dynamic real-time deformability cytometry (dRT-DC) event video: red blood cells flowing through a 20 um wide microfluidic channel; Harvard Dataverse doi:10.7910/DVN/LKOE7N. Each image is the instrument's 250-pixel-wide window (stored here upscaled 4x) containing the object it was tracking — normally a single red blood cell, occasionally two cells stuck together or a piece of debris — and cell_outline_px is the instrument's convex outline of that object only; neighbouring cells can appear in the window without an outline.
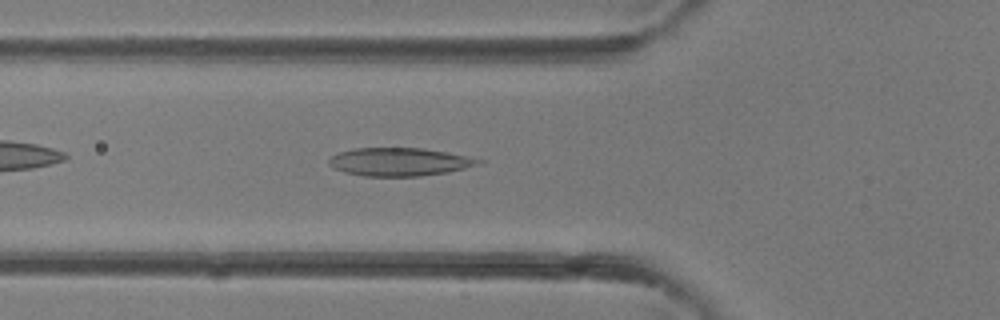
{"species": "common noctule bat (a hibernating species)", "species_latin": "Nyctalus noctula", "temperature_condition": "room temperature", "stored_images_in_passage": 30, "camera_frame_rate_fps": 3000, "um_per_image_px": 0.085, "animal": {"sex": "female"}, "frame": {"image": 1, "passage_image": 5, "time_ms": 1.333, "image_size_px": [1000, 320], "cell_outline_px": [[484, 160], [480, 164], [448, 172], [420, 176], [364, 176], [344, 172], [328, 164], [328, 160], [332, 156], [340, 152], [352, 148], [424, 148], [448, 152]], "centroid_in_image_um": [33.95, 13.75], "position_along_channel_um": 91.8, "area_um2": 24.45}}
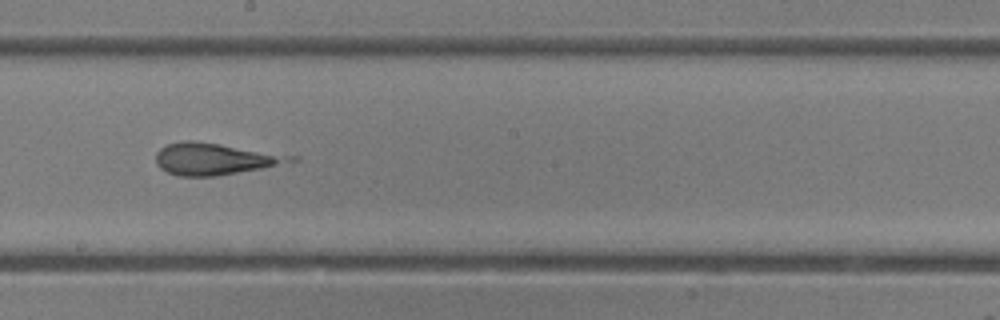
{"frame": {"image": 2, "passage_image": 13, "time_ms": 4.0, "image_size_px": [1000, 320], "cell_outline_px": [[300, 160], [260, 168], [216, 176], [180, 176], [168, 172], [160, 168], [156, 164], [156, 152], [160, 148], [168, 144], [184, 140], [192, 140], [220, 144], [300, 156]], "centroid_in_image_um": [18.26, 13.5], "position_along_channel_um": 229.9, "area_um2": 24.85}}
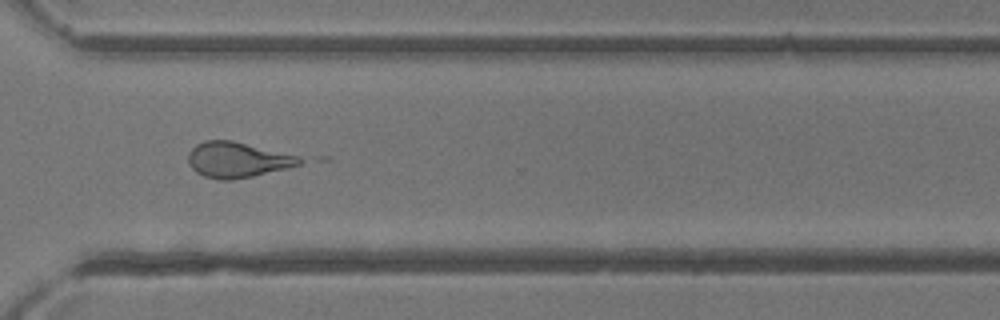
{"frame": {"image": 3, "passage_image": 20, "time_ms": 6.333, "image_size_px": [1000, 320], "cell_outline_px": [[308, 160], [300, 164], [288, 168], [252, 176], [232, 180], [220, 180], [204, 176], [196, 172], [188, 164], [188, 152], [196, 144], [204, 140], [232, 140], [300, 156]], "centroid_in_image_um": [20.19, 13.58], "position_along_channel_um": 350.4, "area_um2": 23.24}}